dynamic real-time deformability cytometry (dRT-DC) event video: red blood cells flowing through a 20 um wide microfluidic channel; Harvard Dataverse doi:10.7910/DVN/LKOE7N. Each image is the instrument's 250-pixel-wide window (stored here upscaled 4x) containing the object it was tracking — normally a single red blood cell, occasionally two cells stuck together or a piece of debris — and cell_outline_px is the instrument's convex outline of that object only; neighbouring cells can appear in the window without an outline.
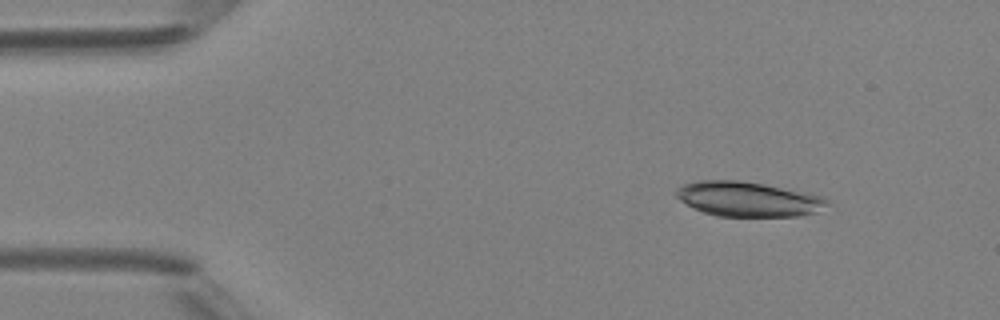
{"species": "Egyptian fruit bat (a non-hibernating species)", "species_latin": "Rousettus aegyptiacus", "temperature_condition": "room temperature", "stored_images_in_passage": 4, "camera_frame_rate_fps": 3000, "um_per_image_px": 0.085, "animal": {"sex": "female"}, "frame": {"image": 1, "passage_image": 2, "time_ms": 1.0, "image_size_px": [1000, 320], "cell_outline_px": [[828, 204], [816, 212], [800, 216], [716, 216], [692, 208], [680, 200], [676, 196], [676, 188], [684, 184], [700, 180], [740, 180], [812, 192], [824, 196], [828, 200]], "centroid_in_image_um": [63.62, 16.91], "position_along_channel_um": 21.4, "area_um2": 30.92}}
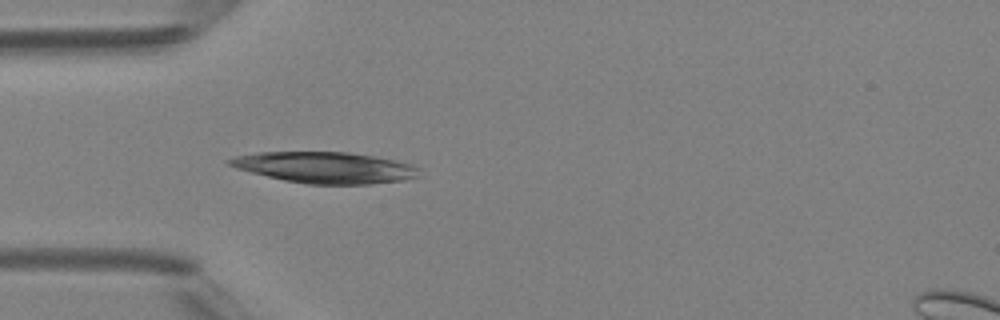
{"frame": {"image": 2, "passage_image": 4, "time_ms": 3.667, "image_size_px": [1000, 320], "cell_outline_px": [[420, 176], [404, 180], [372, 184], [308, 184], [284, 180], [236, 168], [228, 164], [224, 160], [236, 156], [260, 152], [348, 152], [372, 156], [412, 164], [420, 168]], "centroid_in_image_um": [27.66, 14.24], "position_along_channel_um": 57.3, "area_um2": 34.33}}